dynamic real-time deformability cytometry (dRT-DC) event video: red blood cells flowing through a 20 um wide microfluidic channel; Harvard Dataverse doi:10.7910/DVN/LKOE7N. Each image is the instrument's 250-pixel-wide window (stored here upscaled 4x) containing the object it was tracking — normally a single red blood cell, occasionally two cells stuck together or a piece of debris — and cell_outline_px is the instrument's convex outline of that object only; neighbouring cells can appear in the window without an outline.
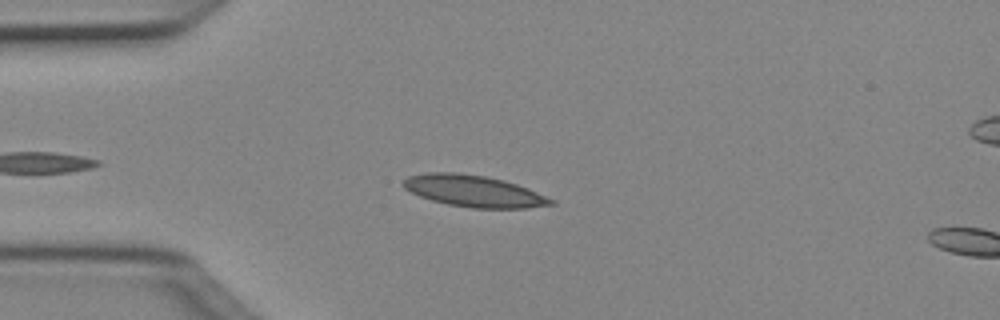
{"species": "Egyptian fruit bat (a non-hibernating species)", "species_latin": "Rousettus aegyptiacus", "temperature_condition": "cold", "stored_images_in_passage": 42, "camera_frame_rate_fps": 3000, "um_per_image_px": 0.085, "animal": {"sex": "female"}, "frame": {"image": 1, "passage_image": 8, "time_ms": 2.333, "image_size_px": [1000, 320], "cell_outline_px": [[556, 204], [528, 208], [472, 208], [448, 204], [432, 200], [420, 196], [404, 188], [400, 184], [408, 176], [428, 172], [456, 172], [484, 176], [504, 180], [528, 188], [556, 200]], "centroid_in_image_um": [40.29, 16.24], "position_along_channel_um": 44.7, "area_um2": 27.22}}
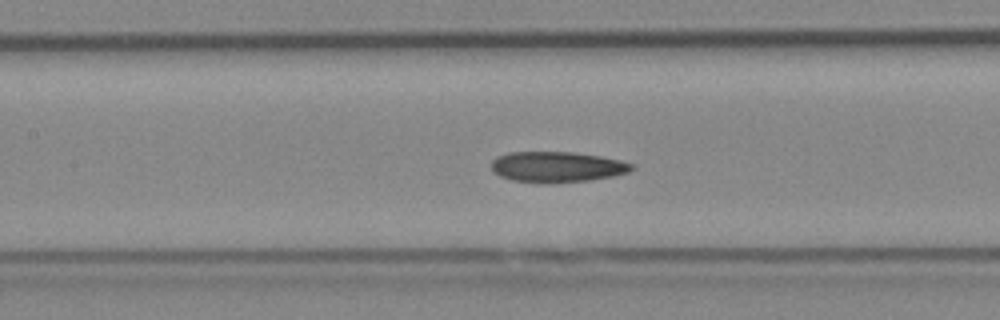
{"frame": {"image": 2, "passage_image": 18, "time_ms": 5.667, "image_size_px": [1000, 320], "cell_outline_px": [[636, 168], [628, 172], [612, 176], [588, 180], [548, 184], [536, 184], [512, 180], [500, 176], [492, 172], [492, 160], [496, 156], [508, 152], [572, 152], [600, 156], [620, 160], [636, 164]], "centroid_in_image_um": [47.33, 14.2], "position_along_channel_um": 160.1, "area_um2": 25.49}}
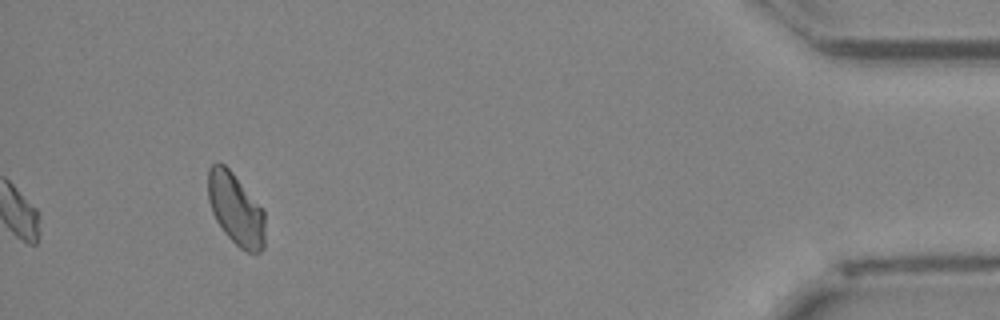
{"frame": {"image": 3, "passage_image": 42, "time_ms": 13.667, "image_size_px": [1000, 320], "cell_outline_px": [[264, 248], [260, 252], [248, 252], [240, 248], [224, 232], [216, 220], [212, 212], [208, 200], [208, 168], [216, 160], [224, 164], [232, 172], [264, 208]], "centroid_in_image_um": [20.04, 17.74], "position_along_channel_um": 415.2, "area_um2": 24.04}, "authors_computed_cell_mechanics": {"area_um2": 24.8829, "velocity_mm_per_s": 4.0201, "shape_relaxation_time_tau1_ms": 5.5902, "shape_relaxation_time_tau2_ms": 5.2704, "deformation_change_tau1": 0.1125, "deformation_change_tau2": 0.107}}